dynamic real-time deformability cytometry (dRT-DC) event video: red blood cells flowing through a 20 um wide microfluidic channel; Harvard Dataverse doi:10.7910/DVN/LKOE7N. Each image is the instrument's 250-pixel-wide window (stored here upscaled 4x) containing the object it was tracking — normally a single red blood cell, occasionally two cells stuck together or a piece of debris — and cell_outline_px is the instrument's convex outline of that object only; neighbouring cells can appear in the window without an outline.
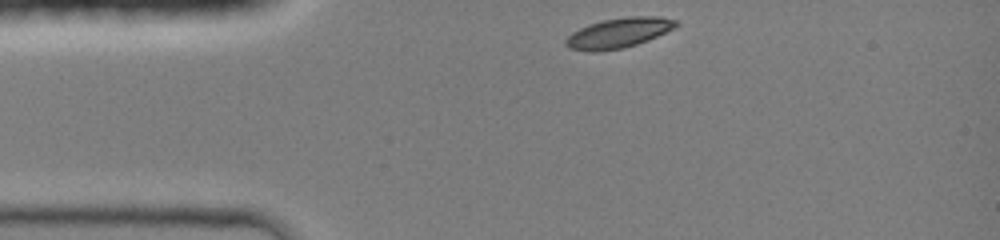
{"species": "common noctule bat (a hibernating species)", "species_latin": "Nyctalus noctula", "temperature_condition": "room temperature", "stored_images_in_passage": 31, "camera_frame_rate_fps": 3000, "um_per_image_px": 0.085, "animal": {"sex": "female", "body_mass_g": 19.0, "forearm_length_mm": 51.5}, "frame": {"image": 1, "passage_image": 1, "time_ms": 0.0, "image_size_px": [1000, 240], "cell_outline_px": [[680, 24], [648, 40], [624, 48], [596, 52], [592, 52], [568, 48], [564, 44], [564, 40], [572, 32], [588, 24], [604, 20], [628, 16], [660, 16], [680, 20]], "centroid_in_image_um": [52.57, 2.79], "position_along_channel_um": 32.4, "area_um2": 19.36}}
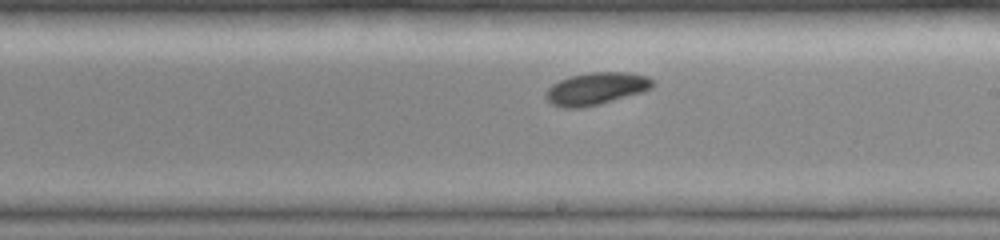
{"frame": {"image": 2, "passage_image": 18, "time_ms": 5.667, "image_size_px": [1000, 240], "cell_outline_px": [[652, 88], [644, 92], [600, 104], [580, 108], [560, 108], [552, 104], [544, 96], [544, 92], [552, 84], [568, 76], [588, 72], [628, 72], [648, 76], [652, 80]], "centroid_in_image_um": [50.64, 7.53], "position_along_channel_um": 238.4, "area_um2": 20.4}}
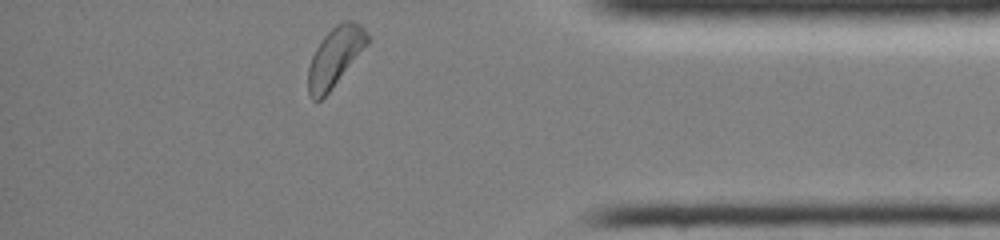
{"frame": {"image": 3, "passage_image": 31, "time_ms": 10.0, "image_size_px": [1000, 240], "cell_outline_px": [[368, 44], [328, 92], [320, 100], [312, 100], [308, 92], [308, 68], [312, 56], [316, 48], [324, 36], [336, 24], [348, 20], [352, 20], [360, 24], [364, 28], [368, 36]], "centroid_in_image_um": [28.47, 4.82], "position_along_channel_um": 406.7, "area_um2": 20.0}, "authors_computed_cell_mechanics": {"area_um2": 19.7676, "velocity_mm_per_s": 4.2377, "shape_relaxation_time_tau1_ms": 1.6129, "shape_relaxation_time_tau2_ms": null, "deformation_change_tau1": 0.1004, "deformation_change_tau2": null}}